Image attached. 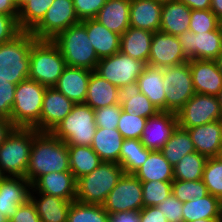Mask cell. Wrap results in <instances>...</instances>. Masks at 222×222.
<instances>
[{"label":"cell","mask_w":222,"mask_h":222,"mask_svg":"<svg viewBox=\"0 0 222 222\" xmlns=\"http://www.w3.org/2000/svg\"><path fill=\"white\" fill-rule=\"evenodd\" d=\"M70 171L68 145L51 132H38L33 138L25 178L33 185L42 175Z\"/></svg>","instance_id":"cell-1"},{"label":"cell","mask_w":222,"mask_h":222,"mask_svg":"<svg viewBox=\"0 0 222 222\" xmlns=\"http://www.w3.org/2000/svg\"><path fill=\"white\" fill-rule=\"evenodd\" d=\"M37 39L21 31L11 41L0 44V78L18 84L30 73V50Z\"/></svg>","instance_id":"cell-2"},{"label":"cell","mask_w":222,"mask_h":222,"mask_svg":"<svg viewBox=\"0 0 222 222\" xmlns=\"http://www.w3.org/2000/svg\"><path fill=\"white\" fill-rule=\"evenodd\" d=\"M46 88L29 78L17 84L11 111V122L15 128H34L40 132V116Z\"/></svg>","instance_id":"cell-3"},{"label":"cell","mask_w":222,"mask_h":222,"mask_svg":"<svg viewBox=\"0 0 222 222\" xmlns=\"http://www.w3.org/2000/svg\"><path fill=\"white\" fill-rule=\"evenodd\" d=\"M123 174L118 163L102 161L91 173L77 180L76 201L103 205Z\"/></svg>","instance_id":"cell-4"},{"label":"cell","mask_w":222,"mask_h":222,"mask_svg":"<svg viewBox=\"0 0 222 222\" xmlns=\"http://www.w3.org/2000/svg\"><path fill=\"white\" fill-rule=\"evenodd\" d=\"M52 42L62 53L67 66L95 71L100 59L88 38L86 28L81 23L60 32Z\"/></svg>","instance_id":"cell-5"},{"label":"cell","mask_w":222,"mask_h":222,"mask_svg":"<svg viewBox=\"0 0 222 222\" xmlns=\"http://www.w3.org/2000/svg\"><path fill=\"white\" fill-rule=\"evenodd\" d=\"M29 79L51 88L63 73L65 59L52 40H37L31 47Z\"/></svg>","instance_id":"cell-6"},{"label":"cell","mask_w":222,"mask_h":222,"mask_svg":"<svg viewBox=\"0 0 222 222\" xmlns=\"http://www.w3.org/2000/svg\"><path fill=\"white\" fill-rule=\"evenodd\" d=\"M37 133L34 128H14L6 137L0 146V169L6 176L25 177Z\"/></svg>","instance_id":"cell-7"},{"label":"cell","mask_w":222,"mask_h":222,"mask_svg":"<svg viewBox=\"0 0 222 222\" xmlns=\"http://www.w3.org/2000/svg\"><path fill=\"white\" fill-rule=\"evenodd\" d=\"M96 128L94 109L78 103L51 133L67 145L91 146Z\"/></svg>","instance_id":"cell-8"},{"label":"cell","mask_w":222,"mask_h":222,"mask_svg":"<svg viewBox=\"0 0 222 222\" xmlns=\"http://www.w3.org/2000/svg\"><path fill=\"white\" fill-rule=\"evenodd\" d=\"M165 111L178 112L195 94L189 61L179 65L163 67Z\"/></svg>","instance_id":"cell-9"},{"label":"cell","mask_w":222,"mask_h":222,"mask_svg":"<svg viewBox=\"0 0 222 222\" xmlns=\"http://www.w3.org/2000/svg\"><path fill=\"white\" fill-rule=\"evenodd\" d=\"M178 127L193 128L222 120V111L216 96L195 93L184 106L176 112Z\"/></svg>","instance_id":"cell-10"},{"label":"cell","mask_w":222,"mask_h":222,"mask_svg":"<svg viewBox=\"0 0 222 222\" xmlns=\"http://www.w3.org/2000/svg\"><path fill=\"white\" fill-rule=\"evenodd\" d=\"M80 22L73 0H54L43 19L30 33L37 40H52L60 32Z\"/></svg>","instance_id":"cell-11"},{"label":"cell","mask_w":222,"mask_h":222,"mask_svg":"<svg viewBox=\"0 0 222 222\" xmlns=\"http://www.w3.org/2000/svg\"><path fill=\"white\" fill-rule=\"evenodd\" d=\"M145 65L144 62L119 51L114 55L101 58L95 72L120 88L128 83L137 82Z\"/></svg>","instance_id":"cell-12"},{"label":"cell","mask_w":222,"mask_h":222,"mask_svg":"<svg viewBox=\"0 0 222 222\" xmlns=\"http://www.w3.org/2000/svg\"><path fill=\"white\" fill-rule=\"evenodd\" d=\"M103 207L109 214L140 211L144 207L141 181L134 174L124 173L108 194Z\"/></svg>","instance_id":"cell-13"},{"label":"cell","mask_w":222,"mask_h":222,"mask_svg":"<svg viewBox=\"0 0 222 222\" xmlns=\"http://www.w3.org/2000/svg\"><path fill=\"white\" fill-rule=\"evenodd\" d=\"M177 37L188 60H215L222 51V25L218 29L197 34L188 30Z\"/></svg>","instance_id":"cell-14"},{"label":"cell","mask_w":222,"mask_h":222,"mask_svg":"<svg viewBox=\"0 0 222 222\" xmlns=\"http://www.w3.org/2000/svg\"><path fill=\"white\" fill-rule=\"evenodd\" d=\"M182 52L181 44L177 36L161 31L154 32L148 65L159 68L170 67L188 62Z\"/></svg>","instance_id":"cell-15"},{"label":"cell","mask_w":222,"mask_h":222,"mask_svg":"<svg viewBox=\"0 0 222 222\" xmlns=\"http://www.w3.org/2000/svg\"><path fill=\"white\" fill-rule=\"evenodd\" d=\"M177 127L176 113L159 111L146 120L141 143L149 150L160 151Z\"/></svg>","instance_id":"cell-16"},{"label":"cell","mask_w":222,"mask_h":222,"mask_svg":"<svg viewBox=\"0 0 222 222\" xmlns=\"http://www.w3.org/2000/svg\"><path fill=\"white\" fill-rule=\"evenodd\" d=\"M32 184L20 176H6L0 183V213L10 219L19 205L30 199Z\"/></svg>","instance_id":"cell-17"},{"label":"cell","mask_w":222,"mask_h":222,"mask_svg":"<svg viewBox=\"0 0 222 222\" xmlns=\"http://www.w3.org/2000/svg\"><path fill=\"white\" fill-rule=\"evenodd\" d=\"M75 104L54 87L46 88L40 116V132H51Z\"/></svg>","instance_id":"cell-18"},{"label":"cell","mask_w":222,"mask_h":222,"mask_svg":"<svg viewBox=\"0 0 222 222\" xmlns=\"http://www.w3.org/2000/svg\"><path fill=\"white\" fill-rule=\"evenodd\" d=\"M30 193H44L67 201H75L77 180L71 171L51 172L42 175L32 185Z\"/></svg>","instance_id":"cell-19"},{"label":"cell","mask_w":222,"mask_h":222,"mask_svg":"<svg viewBox=\"0 0 222 222\" xmlns=\"http://www.w3.org/2000/svg\"><path fill=\"white\" fill-rule=\"evenodd\" d=\"M195 93L216 96L222 88V74L215 60H189Z\"/></svg>","instance_id":"cell-20"},{"label":"cell","mask_w":222,"mask_h":222,"mask_svg":"<svg viewBox=\"0 0 222 222\" xmlns=\"http://www.w3.org/2000/svg\"><path fill=\"white\" fill-rule=\"evenodd\" d=\"M92 70L66 66L54 88L74 104L84 103Z\"/></svg>","instance_id":"cell-21"},{"label":"cell","mask_w":222,"mask_h":222,"mask_svg":"<svg viewBox=\"0 0 222 222\" xmlns=\"http://www.w3.org/2000/svg\"><path fill=\"white\" fill-rule=\"evenodd\" d=\"M195 150L207 158L218 157L222 147V120L186 129Z\"/></svg>","instance_id":"cell-22"},{"label":"cell","mask_w":222,"mask_h":222,"mask_svg":"<svg viewBox=\"0 0 222 222\" xmlns=\"http://www.w3.org/2000/svg\"><path fill=\"white\" fill-rule=\"evenodd\" d=\"M80 23L86 28L88 38L99 59L120 51L121 35L108 30L95 18L85 19Z\"/></svg>","instance_id":"cell-23"},{"label":"cell","mask_w":222,"mask_h":222,"mask_svg":"<svg viewBox=\"0 0 222 222\" xmlns=\"http://www.w3.org/2000/svg\"><path fill=\"white\" fill-rule=\"evenodd\" d=\"M118 104L128 114L150 118L160 110L140 92L137 82L128 83L117 90Z\"/></svg>","instance_id":"cell-24"},{"label":"cell","mask_w":222,"mask_h":222,"mask_svg":"<svg viewBox=\"0 0 222 222\" xmlns=\"http://www.w3.org/2000/svg\"><path fill=\"white\" fill-rule=\"evenodd\" d=\"M162 5L156 0H130V27L159 31Z\"/></svg>","instance_id":"cell-25"},{"label":"cell","mask_w":222,"mask_h":222,"mask_svg":"<svg viewBox=\"0 0 222 222\" xmlns=\"http://www.w3.org/2000/svg\"><path fill=\"white\" fill-rule=\"evenodd\" d=\"M130 0H107L95 19L108 30L122 35L130 27Z\"/></svg>","instance_id":"cell-26"},{"label":"cell","mask_w":222,"mask_h":222,"mask_svg":"<svg viewBox=\"0 0 222 222\" xmlns=\"http://www.w3.org/2000/svg\"><path fill=\"white\" fill-rule=\"evenodd\" d=\"M191 9L180 2L164 3L161 9L160 30L163 33L178 36L189 30Z\"/></svg>","instance_id":"cell-27"},{"label":"cell","mask_w":222,"mask_h":222,"mask_svg":"<svg viewBox=\"0 0 222 222\" xmlns=\"http://www.w3.org/2000/svg\"><path fill=\"white\" fill-rule=\"evenodd\" d=\"M30 200L41 222H67L72 201L44 193H30Z\"/></svg>","instance_id":"cell-28"},{"label":"cell","mask_w":222,"mask_h":222,"mask_svg":"<svg viewBox=\"0 0 222 222\" xmlns=\"http://www.w3.org/2000/svg\"><path fill=\"white\" fill-rule=\"evenodd\" d=\"M153 34L154 32L129 27L121 35L120 51L123 54L148 64Z\"/></svg>","instance_id":"cell-29"},{"label":"cell","mask_w":222,"mask_h":222,"mask_svg":"<svg viewBox=\"0 0 222 222\" xmlns=\"http://www.w3.org/2000/svg\"><path fill=\"white\" fill-rule=\"evenodd\" d=\"M124 138L121 133L114 129L97 127L91 147L105 162H120V150Z\"/></svg>","instance_id":"cell-30"},{"label":"cell","mask_w":222,"mask_h":222,"mask_svg":"<svg viewBox=\"0 0 222 222\" xmlns=\"http://www.w3.org/2000/svg\"><path fill=\"white\" fill-rule=\"evenodd\" d=\"M140 92L160 110L165 111V91L162 68L146 64L137 80Z\"/></svg>","instance_id":"cell-31"},{"label":"cell","mask_w":222,"mask_h":222,"mask_svg":"<svg viewBox=\"0 0 222 222\" xmlns=\"http://www.w3.org/2000/svg\"><path fill=\"white\" fill-rule=\"evenodd\" d=\"M117 90V86L92 71L84 103L94 110L118 104Z\"/></svg>","instance_id":"cell-32"},{"label":"cell","mask_w":222,"mask_h":222,"mask_svg":"<svg viewBox=\"0 0 222 222\" xmlns=\"http://www.w3.org/2000/svg\"><path fill=\"white\" fill-rule=\"evenodd\" d=\"M183 222L197 219H222V201L208 194L183 203Z\"/></svg>","instance_id":"cell-33"},{"label":"cell","mask_w":222,"mask_h":222,"mask_svg":"<svg viewBox=\"0 0 222 222\" xmlns=\"http://www.w3.org/2000/svg\"><path fill=\"white\" fill-rule=\"evenodd\" d=\"M134 175L141 182L174 180L173 166L161 151L156 150L150 152L147 160L136 170Z\"/></svg>","instance_id":"cell-34"},{"label":"cell","mask_w":222,"mask_h":222,"mask_svg":"<svg viewBox=\"0 0 222 222\" xmlns=\"http://www.w3.org/2000/svg\"><path fill=\"white\" fill-rule=\"evenodd\" d=\"M68 154L70 171L76 180L91 173L102 163L91 146L68 145Z\"/></svg>","instance_id":"cell-35"},{"label":"cell","mask_w":222,"mask_h":222,"mask_svg":"<svg viewBox=\"0 0 222 222\" xmlns=\"http://www.w3.org/2000/svg\"><path fill=\"white\" fill-rule=\"evenodd\" d=\"M151 151L141 143L140 139H124L119 165L125 174H134L147 160Z\"/></svg>","instance_id":"cell-36"},{"label":"cell","mask_w":222,"mask_h":222,"mask_svg":"<svg viewBox=\"0 0 222 222\" xmlns=\"http://www.w3.org/2000/svg\"><path fill=\"white\" fill-rule=\"evenodd\" d=\"M160 151L169 163L174 166L184 155L196 150L188 131L177 127Z\"/></svg>","instance_id":"cell-37"},{"label":"cell","mask_w":222,"mask_h":222,"mask_svg":"<svg viewBox=\"0 0 222 222\" xmlns=\"http://www.w3.org/2000/svg\"><path fill=\"white\" fill-rule=\"evenodd\" d=\"M207 157L197 151L184 155L173 166L174 180L197 181L202 180Z\"/></svg>","instance_id":"cell-38"},{"label":"cell","mask_w":222,"mask_h":222,"mask_svg":"<svg viewBox=\"0 0 222 222\" xmlns=\"http://www.w3.org/2000/svg\"><path fill=\"white\" fill-rule=\"evenodd\" d=\"M54 0H29L18 11L17 23L21 31H31L45 16Z\"/></svg>","instance_id":"cell-39"},{"label":"cell","mask_w":222,"mask_h":222,"mask_svg":"<svg viewBox=\"0 0 222 222\" xmlns=\"http://www.w3.org/2000/svg\"><path fill=\"white\" fill-rule=\"evenodd\" d=\"M109 213L103 205L72 201L67 222H108Z\"/></svg>","instance_id":"cell-40"},{"label":"cell","mask_w":222,"mask_h":222,"mask_svg":"<svg viewBox=\"0 0 222 222\" xmlns=\"http://www.w3.org/2000/svg\"><path fill=\"white\" fill-rule=\"evenodd\" d=\"M202 180L208 193L222 201V160L220 158L207 159Z\"/></svg>","instance_id":"cell-41"},{"label":"cell","mask_w":222,"mask_h":222,"mask_svg":"<svg viewBox=\"0 0 222 222\" xmlns=\"http://www.w3.org/2000/svg\"><path fill=\"white\" fill-rule=\"evenodd\" d=\"M142 183L144 207L158 206L172 194V181H148Z\"/></svg>","instance_id":"cell-42"},{"label":"cell","mask_w":222,"mask_h":222,"mask_svg":"<svg viewBox=\"0 0 222 222\" xmlns=\"http://www.w3.org/2000/svg\"><path fill=\"white\" fill-rule=\"evenodd\" d=\"M172 194L182 203L192 200L195 197L203 198L208 195L207 187L203 180L197 181H172Z\"/></svg>","instance_id":"cell-43"},{"label":"cell","mask_w":222,"mask_h":222,"mask_svg":"<svg viewBox=\"0 0 222 222\" xmlns=\"http://www.w3.org/2000/svg\"><path fill=\"white\" fill-rule=\"evenodd\" d=\"M147 118L128 114L122 110L117 130L124 139H141Z\"/></svg>","instance_id":"cell-44"},{"label":"cell","mask_w":222,"mask_h":222,"mask_svg":"<svg viewBox=\"0 0 222 222\" xmlns=\"http://www.w3.org/2000/svg\"><path fill=\"white\" fill-rule=\"evenodd\" d=\"M222 22L210 10H191L189 30L193 33L208 32L218 29Z\"/></svg>","instance_id":"cell-45"},{"label":"cell","mask_w":222,"mask_h":222,"mask_svg":"<svg viewBox=\"0 0 222 222\" xmlns=\"http://www.w3.org/2000/svg\"><path fill=\"white\" fill-rule=\"evenodd\" d=\"M121 111H122V106L119 104L95 109L94 113H95L96 127L107 128V129L117 128Z\"/></svg>","instance_id":"cell-46"},{"label":"cell","mask_w":222,"mask_h":222,"mask_svg":"<svg viewBox=\"0 0 222 222\" xmlns=\"http://www.w3.org/2000/svg\"><path fill=\"white\" fill-rule=\"evenodd\" d=\"M16 86L17 84L10 83L0 78V117L11 120Z\"/></svg>","instance_id":"cell-47"},{"label":"cell","mask_w":222,"mask_h":222,"mask_svg":"<svg viewBox=\"0 0 222 222\" xmlns=\"http://www.w3.org/2000/svg\"><path fill=\"white\" fill-rule=\"evenodd\" d=\"M168 222H183V203L173 194L157 206Z\"/></svg>","instance_id":"cell-48"},{"label":"cell","mask_w":222,"mask_h":222,"mask_svg":"<svg viewBox=\"0 0 222 222\" xmlns=\"http://www.w3.org/2000/svg\"><path fill=\"white\" fill-rule=\"evenodd\" d=\"M107 0H73L74 9L80 21L95 18Z\"/></svg>","instance_id":"cell-49"},{"label":"cell","mask_w":222,"mask_h":222,"mask_svg":"<svg viewBox=\"0 0 222 222\" xmlns=\"http://www.w3.org/2000/svg\"><path fill=\"white\" fill-rule=\"evenodd\" d=\"M17 17L18 15L0 14V44L11 41L21 32Z\"/></svg>","instance_id":"cell-50"},{"label":"cell","mask_w":222,"mask_h":222,"mask_svg":"<svg viewBox=\"0 0 222 222\" xmlns=\"http://www.w3.org/2000/svg\"><path fill=\"white\" fill-rule=\"evenodd\" d=\"M8 222H41V220L34 204L29 199L25 204L19 205L17 211Z\"/></svg>","instance_id":"cell-51"},{"label":"cell","mask_w":222,"mask_h":222,"mask_svg":"<svg viewBox=\"0 0 222 222\" xmlns=\"http://www.w3.org/2000/svg\"><path fill=\"white\" fill-rule=\"evenodd\" d=\"M139 222H168L157 206L143 207L140 210Z\"/></svg>","instance_id":"cell-52"},{"label":"cell","mask_w":222,"mask_h":222,"mask_svg":"<svg viewBox=\"0 0 222 222\" xmlns=\"http://www.w3.org/2000/svg\"><path fill=\"white\" fill-rule=\"evenodd\" d=\"M140 211H123L109 214L108 222H139Z\"/></svg>","instance_id":"cell-53"},{"label":"cell","mask_w":222,"mask_h":222,"mask_svg":"<svg viewBox=\"0 0 222 222\" xmlns=\"http://www.w3.org/2000/svg\"><path fill=\"white\" fill-rule=\"evenodd\" d=\"M18 11L15 0H0V14L18 15Z\"/></svg>","instance_id":"cell-54"},{"label":"cell","mask_w":222,"mask_h":222,"mask_svg":"<svg viewBox=\"0 0 222 222\" xmlns=\"http://www.w3.org/2000/svg\"><path fill=\"white\" fill-rule=\"evenodd\" d=\"M14 128L10 119L0 117V146Z\"/></svg>","instance_id":"cell-55"},{"label":"cell","mask_w":222,"mask_h":222,"mask_svg":"<svg viewBox=\"0 0 222 222\" xmlns=\"http://www.w3.org/2000/svg\"><path fill=\"white\" fill-rule=\"evenodd\" d=\"M191 10H207L211 8V0H179Z\"/></svg>","instance_id":"cell-56"},{"label":"cell","mask_w":222,"mask_h":222,"mask_svg":"<svg viewBox=\"0 0 222 222\" xmlns=\"http://www.w3.org/2000/svg\"><path fill=\"white\" fill-rule=\"evenodd\" d=\"M210 10L222 22V0H211Z\"/></svg>","instance_id":"cell-57"},{"label":"cell","mask_w":222,"mask_h":222,"mask_svg":"<svg viewBox=\"0 0 222 222\" xmlns=\"http://www.w3.org/2000/svg\"><path fill=\"white\" fill-rule=\"evenodd\" d=\"M219 72L222 74V51L219 53V55L217 56V58L215 59Z\"/></svg>","instance_id":"cell-58"},{"label":"cell","mask_w":222,"mask_h":222,"mask_svg":"<svg viewBox=\"0 0 222 222\" xmlns=\"http://www.w3.org/2000/svg\"><path fill=\"white\" fill-rule=\"evenodd\" d=\"M222 219H197L195 221L190 222H221Z\"/></svg>","instance_id":"cell-59"},{"label":"cell","mask_w":222,"mask_h":222,"mask_svg":"<svg viewBox=\"0 0 222 222\" xmlns=\"http://www.w3.org/2000/svg\"><path fill=\"white\" fill-rule=\"evenodd\" d=\"M29 0H15L16 5L18 7V10L25 4L27 3Z\"/></svg>","instance_id":"cell-60"},{"label":"cell","mask_w":222,"mask_h":222,"mask_svg":"<svg viewBox=\"0 0 222 222\" xmlns=\"http://www.w3.org/2000/svg\"><path fill=\"white\" fill-rule=\"evenodd\" d=\"M218 101H219V104H220V107H221V111H222V88L220 90V92L216 95Z\"/></svg>","instance_id":"cell-61"},{"label":"cell","mask_w":222,"mask_h":222,"mask_svg":"<svg viewBox=\"0 0 222 222\" xmlns=\"http://www.w3.org/2000/svg\"><path fill=\"white\" fill-rule=\"evenodd\" d=\"M8 218H6L5 216H3L1 213H0V222H8Z\"/></svg>","instance_id":"cell-62"},{"label":"cell","mask_w":222,"mask_h":222,"mask_svg":"<svg viewBox=\"0 0 222 222\" xmlns=\"http://www.w3.org/2000/svg\"><path fill=\"white\" fill-rule=\"evenodd\" d=\"M6 177V175L2 172V170L0 169V183L2 182V180Z\"/></svg>","instance_id":"cell-63"},{"label":"cell","mask_w":222,"mask_h":222,"mask_svg":"<svg viewBox=\"0 0 222 222\" xmlns=\"http://www.w3.org/2000/svg\"><path fill=\"white\" fill-rule=\"evenodd\" d=\"M156 1H158L159 3L164 4V3H168V2H171V1H177V0H156Z\"/></svg>","instance_id":"cell-64"},{"label":"cell","mask_w":222,"mask_h":222,"mask_svg":"<svg viewBox=\"0 0 222 222\" xmlns=\"http://www.w3.org/2000/svg\"><path fill=\"white\" fill-rule=\"evenodd\" d=\"M218 158H220L222 160V147L220 148L219 154H218Z\"/></svg>","instance_id":"cell-65"}]
</instances>
